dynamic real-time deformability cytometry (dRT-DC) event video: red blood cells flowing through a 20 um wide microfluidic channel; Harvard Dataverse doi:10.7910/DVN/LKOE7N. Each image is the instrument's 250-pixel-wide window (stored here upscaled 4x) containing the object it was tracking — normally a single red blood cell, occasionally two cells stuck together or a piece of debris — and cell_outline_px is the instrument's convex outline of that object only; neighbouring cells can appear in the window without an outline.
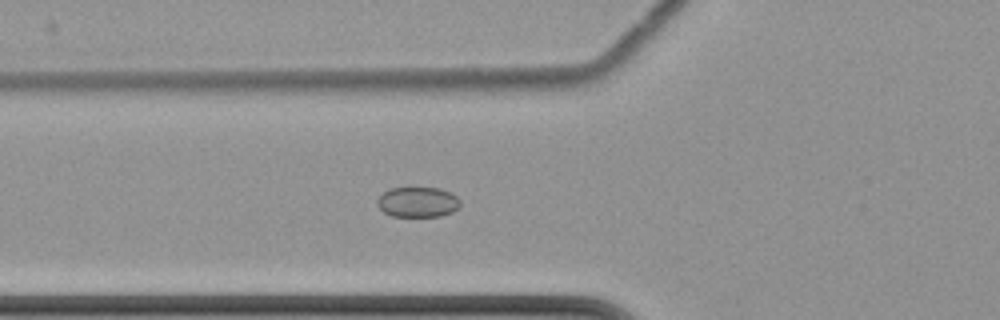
{"species": "common noctule bat (a hibernating species)", "species_latin": "Nyctalus noctula", "temperature_condition": "cold", "stored_images_in_passage": 7, "segment_of_instrument_passage": [1, 2], "camera_frame_rate_fps": 3000, "um_per_image_px": 0.085, "animal": {"sex": "female", "body_mass_g": 22.7, "forearm_length_mm": 54.2}, "frame": {"image": 1, "passage_image": 6, "time_ms": 6.667, "image_size_px": [1000, 320], "cell_outline_px": [[460, 204], [452, 212], [440, 216], [392, 216], [384, 212], [376, 204], [376, 200], [384, 192], [392, 188], [440, 188], [452, 192], [460, 200]], "centroid_in_image_um": [35.51, 17.17], "position_along_channel_um": 90.3, "area_um2": 14.57}}